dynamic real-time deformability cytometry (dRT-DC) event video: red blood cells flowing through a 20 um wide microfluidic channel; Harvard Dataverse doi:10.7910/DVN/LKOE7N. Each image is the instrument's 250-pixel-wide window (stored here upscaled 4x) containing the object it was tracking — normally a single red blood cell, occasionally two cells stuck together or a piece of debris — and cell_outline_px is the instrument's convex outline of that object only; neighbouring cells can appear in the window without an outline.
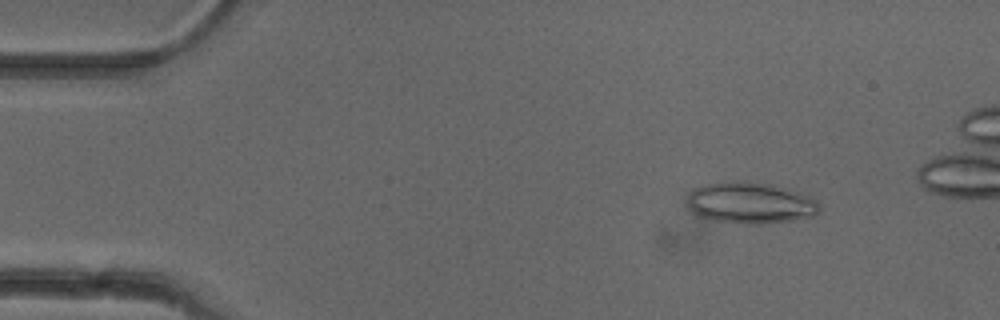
{"species": "common noctule bat (a hibernating species)", "species_latin": "Nyctalus noctula", "temperature_condition": "cold", "stored_images_in_passage": 48, "camera_frame_rate_fps": 3000, "um_per_image_px": 0.085, "animal": {"sex": "female"}, "frame": {"image": 1, "passage_image": 7, "time_ms": 2.0, "image_size_px": [1000, 320], "cell_outline_px": [[820, 212], [812, 216], [792, 220], [756, 224], [744, 224], [716, 220], [700, 216], [692, 212], [688, 204], [688, 196], [696, 188], [704, 184], [740, 180], [772, 184], [796, 192], [816, 200], [820, 204]], "centroid_in_image_um": [63.78, 17.24], "position_along_channel_um": 21.2, "area_um2": 31.5}}
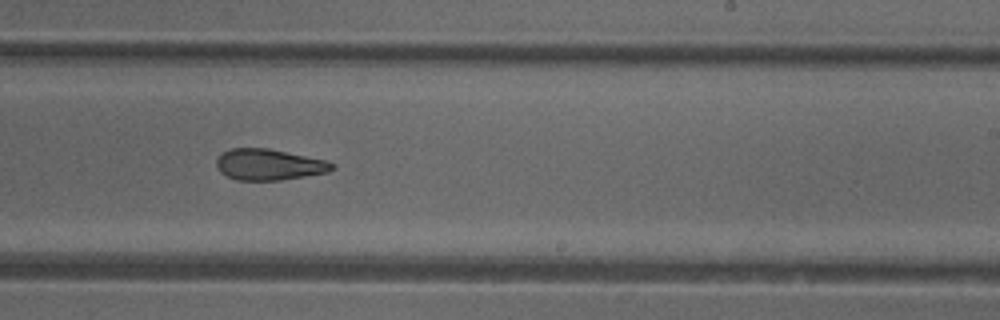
{"frame": {"image": 2, "passage_image": 32, "time_ms": 10.333, "image_size_px": [1000, 320], "cell_outline_px": [[336, 168], [328, 172], [280, 180], [236, 180], [220, 172], [216, 168], [216, 160], [224, 152], [232, 148], [268, 148], [328, 160], [336, 164]], "centroid_in_image_um": [22.9, 13.99], "position_along_channel_um": 266.1, "area_um2": 21.04}}
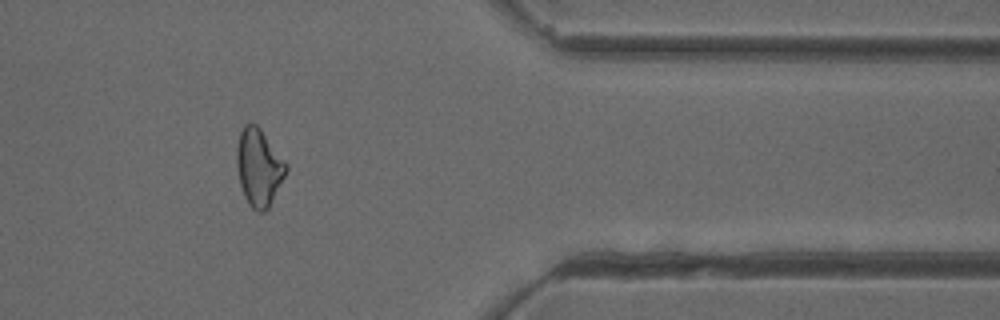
{"frame": {"image": 3, "passage_image": 43, "time_ms": 14.0, "image_size_px": [1000, 320], "cell_outline_px": [[288, 168], [268, 208], [264, 212], [256, 212], [248, 204], [244, 196], [240, 184], [236, 164], [236, 148], [240, 132], [244, 124], [256, 124], [260, 128], [288, 164]], "centroid_in_image_um": [21.98, 14.22], "position_along_channel_um": 389.4, "area_um2": 22.14}, "authors_computed_cell_mechanics": {"area_um2": 22.3397, "velocity_mm_per_s": 3.9354, "shape_relaxation_time_tau1_ms": null, "shape_relaxation_time_tau2_ms": 5.1759, "deformation_change_tau1": null, "deformation_change_tau2": 0.1456}}